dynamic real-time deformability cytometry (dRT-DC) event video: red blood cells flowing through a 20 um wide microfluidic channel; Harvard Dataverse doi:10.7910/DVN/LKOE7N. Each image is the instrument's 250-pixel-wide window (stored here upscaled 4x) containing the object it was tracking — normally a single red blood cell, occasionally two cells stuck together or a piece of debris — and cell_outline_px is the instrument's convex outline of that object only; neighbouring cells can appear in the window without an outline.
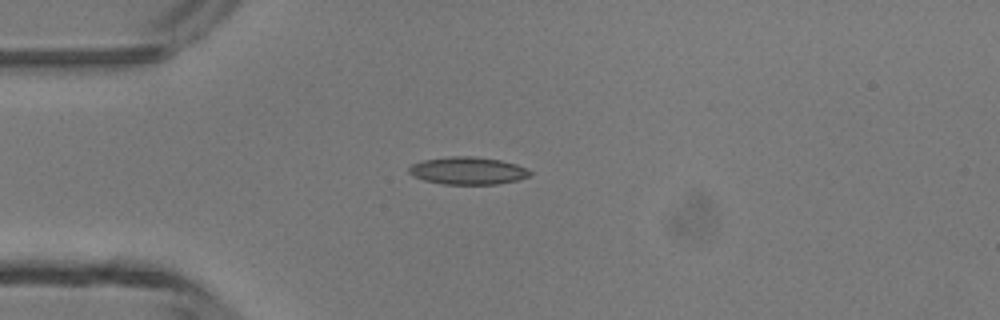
{"species": "common noctule bat (a hibernating species)", "species_latin": "Nyctalus noctula", "temperature_condition": "room temperature", "stored_images_in_passage": 4, "camera_frame_rate_fps": 3000, "um_per_image_px": 0.085, "animal": {"sex": "male", "body_mass_g": 13.3}, "frame": {"image": 1, "passage_image": 4, "time_ms": 3.667, "image_size_px": [1000, 320], "cell_outline_px": [[532, 172], [528, 176], [516, 180], [496, 184], [444, 184], [424, 180], [412, 176], [408, 172], [408, 168], [412, 164], [424, 160], [448, 156], [472, 156], [500, 160], [516, 164]], "centroid_in_image_um": [39.71, 14.5], "position_along_channel_um": 45.3, "area_um2": 19.25}}